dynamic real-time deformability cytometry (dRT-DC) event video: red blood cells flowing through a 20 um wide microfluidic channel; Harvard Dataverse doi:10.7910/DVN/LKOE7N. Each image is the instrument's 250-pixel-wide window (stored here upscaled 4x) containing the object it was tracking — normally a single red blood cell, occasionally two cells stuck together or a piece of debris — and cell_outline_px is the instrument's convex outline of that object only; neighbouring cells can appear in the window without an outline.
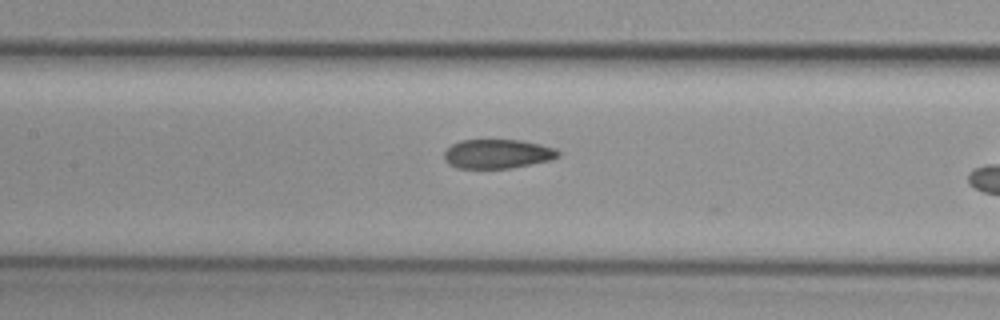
{"species": "common noctule bat (a hibernating species)", "species_latin": "Nyctalus noctula", "temperature_condition": "cold", "stored_images_in_passage": 23, "camera_frame_rate_fps": 3000, "um_per_image_px": 0.085, "animal": {"sex": "female", "body_mass_g": 29.2, "forearm_length_mm": 56.3}, "frame": {"image": 1, "passage_image": 5, "time_ms": 1.333, "image_size_px": [1000, 320], "cell_outline_px": [[560, 156], [552, 160], [512, 168], [456, 168], [448, 164], [444, 160], [444, 152], [452, 144], [460, 140], [524, 140], [556, 148], [560, 152]], "centroid_in_image_um": [42.31, 13.08], "position_along_channel_um": 165.1, "area_um2": 19.65}}
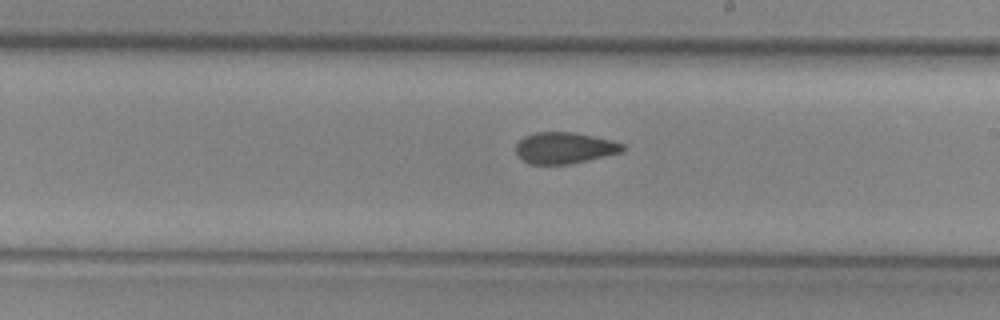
{"frame": {"image": 2, "passage_image": 11, "time_ms": 3.333, "image_size_px": [1000, 320], "cell_outline_px": [[624, 152], [572, 164], [528, 164], [516, 152], [516, 144], [524, 136], [536, 132], [576, 132], [612, 140], [624, 144]], "centroid_in_image_um": [48.02, 12.57], "position_along_channel_um": 241.0, "area_um2": 19.65}}
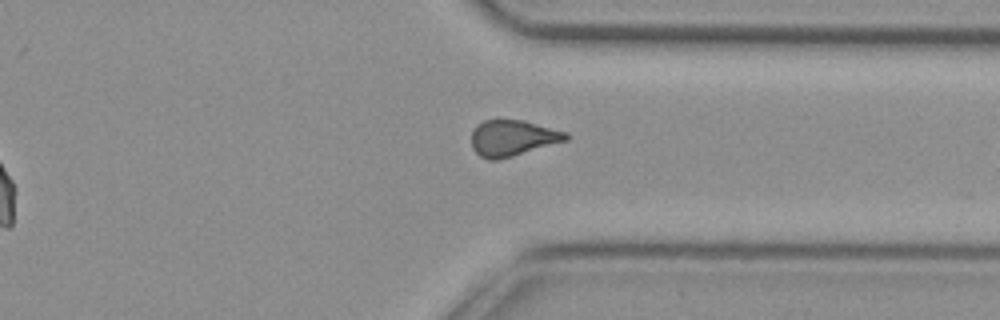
{"frame": {"image": 3, "passage_image": 21, "time_ms": 6.667, "image_size_px": [1000, 320], "cell_outline_px": [[568, 140], [512, 156], [496, 160], [488, 160], [480, 156], [472, 148], [472, 132], [484, 120], [524, 120], [568, 132]], "centroid_in_image_um": [43.59, 11.73], "position_along_channel_um": 367.8, "area_um2": 19.65}}